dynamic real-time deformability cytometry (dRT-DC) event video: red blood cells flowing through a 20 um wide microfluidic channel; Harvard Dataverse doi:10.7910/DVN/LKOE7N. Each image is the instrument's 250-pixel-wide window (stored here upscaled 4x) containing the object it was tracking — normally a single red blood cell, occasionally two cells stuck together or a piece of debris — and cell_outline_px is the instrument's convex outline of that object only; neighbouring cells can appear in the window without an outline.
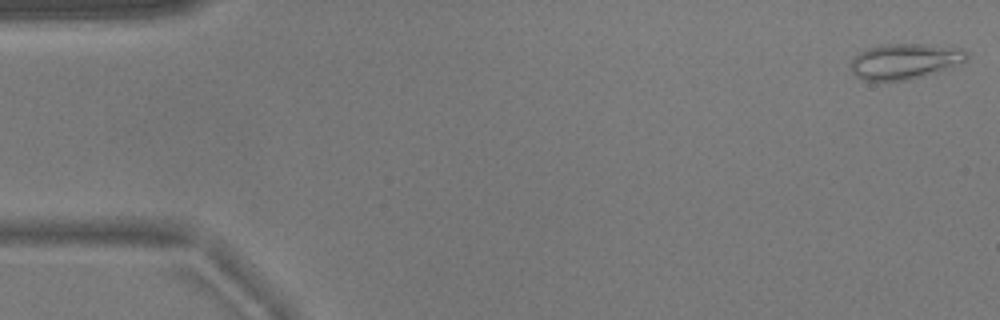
{"species": "common noctule bat (a hibernating species)", "species_latin": "Nyctalus noctula", "temperature_condition": "warm", "stored_images_in_passage": 52, "camera_frame_rate_fps": 3000, "um_per_image_px": 0.085, "animal": {"sex": "male", "body_mass_g": 17.9}, "frame": {"image": 1, "passage_image": 1, "time_ms": 0.0, "image_size_px": [1000, 320], "cell_outline_px": [[968, 60], [908, 80], [864, 80], [856, 76], [852, 72], [852, 60], [860, 52], [868, 48], [880, 44], [924, 44], [964, 48], [968, 52]], "centroid_in_image_um": [76.91, 5.18], "position_along_channel_um": 8.1, "area_um2": 23.58}}
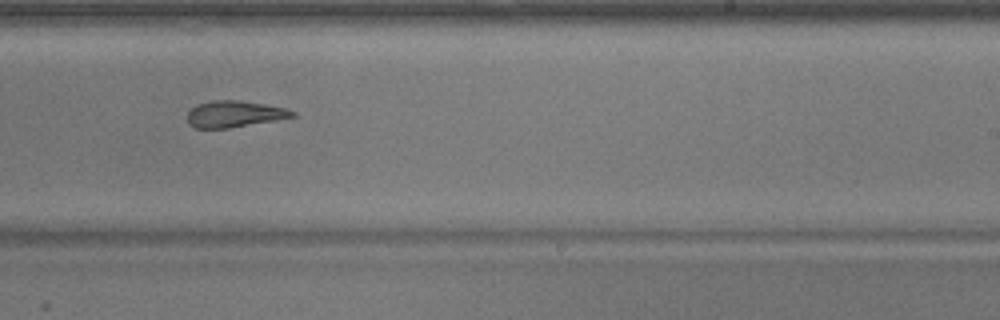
{"frame": {"image": 2, "passage_image": 32, "time_ms": 10.333, "image_size_px": [1000, 320], "cell_outline_px": [[296, 116], [276, 120], [228, 128], [196, 128], [188, 124], [188, 112], [196, 104], [212, 100], [240, 100], [264, 104], [284, 108], [296, 112]], "centroid_in_image_um": [19.9, 9.68], "position_along_channel_um": 269.1, "area_um2": 16.13}}
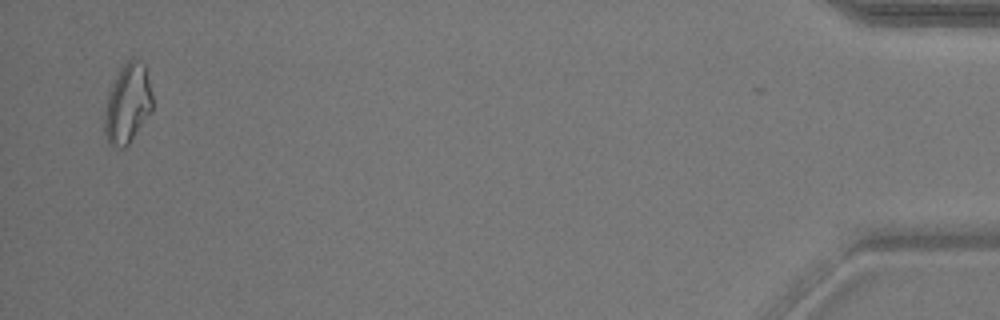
{"frame": {"image": 3, "passage_image": 51, "time_ms": 16.667, "image_size_px": [1000, 320], "cell_outline_px": [[152, 112], [128, 144], [124, 148], [120, 148], [108, 144], [104, 132], [104, 108], [108, 92], [120, 68], [132, 56], [140, 60], [144, 64], [152, 92]], "centroid_in_image_um": [10.83, 8.81], "position_along_channel_um": 424.4, "area_um2": 22.48}, "authors_computed_cell_mechanics": {"area_um2": 19.1896, "velocity_mm_per_s": 3.8099, "shape_relaxation_time_tau1_ms": null, "shape_relaxation_time_tau2_ms": 3.0234, "deformation_change_tau1": null, "deformation_change_tau2": 0.1209}}